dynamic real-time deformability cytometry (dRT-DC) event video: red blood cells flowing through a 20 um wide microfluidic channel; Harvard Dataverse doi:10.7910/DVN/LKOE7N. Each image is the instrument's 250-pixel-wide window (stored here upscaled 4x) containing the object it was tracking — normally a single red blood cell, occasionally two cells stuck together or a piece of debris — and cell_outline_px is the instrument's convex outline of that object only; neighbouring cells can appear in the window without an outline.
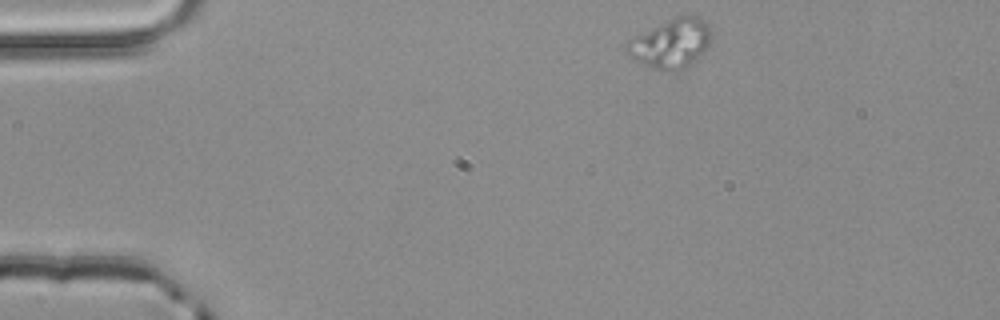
{"species": "common noctule bat (a hibernating species)", "species_latin": "Nyctalus noctula", "temperature_condition": "room temperature", "stored_images_in_passage": 2, "camera_frame_rate_fps": 3000, "um_per_image_px": 0.085, "animal": {"sex": "male", "body_mass_g": 20.4}, "frame": {"image": 1, "passage_image": 1, "time_ms": 0.0, "image_size_px": [1000, 320], "cell_outline_px": [[712, 40], [708, 48], [704, 52], [684, 68], [676, 72], [660, 72], [636, 60], [628, 52], [624, 44], [632, 36], [676, 16], [696, 16], [704, 20], [708, 24], [712, 32]], "centroid_in_image_um": [57.05, 3.7], "position_along_channel_um": 28.0, "area_um2": 24.45}}